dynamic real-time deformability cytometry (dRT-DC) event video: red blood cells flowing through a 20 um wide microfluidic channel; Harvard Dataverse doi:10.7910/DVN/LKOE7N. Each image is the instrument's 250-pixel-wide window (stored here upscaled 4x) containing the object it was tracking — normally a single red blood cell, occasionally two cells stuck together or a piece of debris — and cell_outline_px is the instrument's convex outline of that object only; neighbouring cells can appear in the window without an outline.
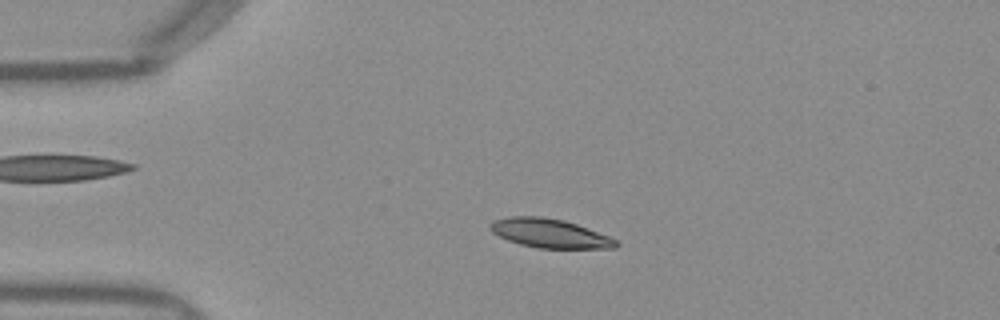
{"species": "Egyptian fruit bat (a non-hibernating species)", "species_latin": "Rousettus aegyptiacus", "temperature_condition": "warm", "stored_images_in_passage": 50, "camera_frame_rate_fps": 3000, "um_per_image_px": 0.085, "frame": {"image": 1, "passage_image": 11, "time_ms": 3.333, "image_size_px": [1000, 320], "cell_outline_px": [[620, 244], [616, 248], [536, 248], [520, 244], [508, 240], [492, 232], [488, 228], [488, 224], [492, 220], [508, 216], [540, 216], [564, 220], [576, 224], [608, 236], [616, 240]], "centroid_in_image_um": [46.67, 19.82], "position_along_channel_um": 38.3, "area_um2": 21.27}}
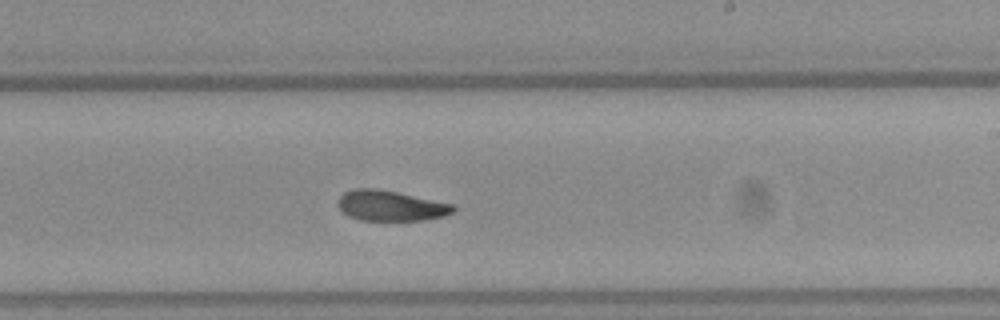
{"frame": {"image": 2, "passage_image": 30, "time_ms": 9.667, "image_size_px": [1000, 320], "cell_outline_px": [[456, 208], [452, 212], [444, 216], [424, 220], [360, 220], [348, 216], [336, 204], [336, 200], [344, 192], [356, 188], [376, 188], [396, 192], [452, 204]], "centroid_in_image_um": [33.15, 17.48], "position_along_channel_um": 255.8, "area_um2": 20.29}}
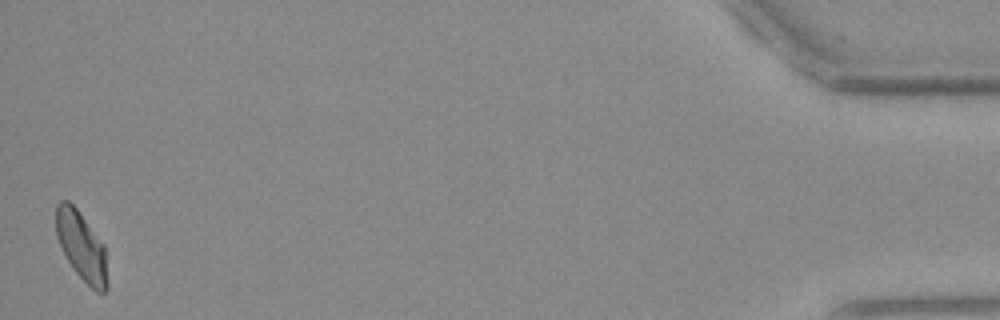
{"frame": {"image": 3, "passage_image": 50, "time_ms": 16.333, "image_size_px": [1000, 320], "cell_outline_px": [[108, 288], [104, 292], [96, 292], [72, 268], [56, 236], [56, 204], [60, 200], [68, 200], [76, 208], [104, 244], [108, 280]], "centroid_in_image_um": [6.94, 20.93], "position_along_channel_um": 428.3, "area_um2": 20.46}, "authors_computed_cell_mechanics": {"area_um2": 21.0681, "velocity_mm_per_s": 3.9686, "shape_relaxation_time_tau1_ms": null, "shape_relaxation_time_tau2_ms": 4.3668, "deformation_change_tau1": null, "deformation_change_tau2": 0.0976}}